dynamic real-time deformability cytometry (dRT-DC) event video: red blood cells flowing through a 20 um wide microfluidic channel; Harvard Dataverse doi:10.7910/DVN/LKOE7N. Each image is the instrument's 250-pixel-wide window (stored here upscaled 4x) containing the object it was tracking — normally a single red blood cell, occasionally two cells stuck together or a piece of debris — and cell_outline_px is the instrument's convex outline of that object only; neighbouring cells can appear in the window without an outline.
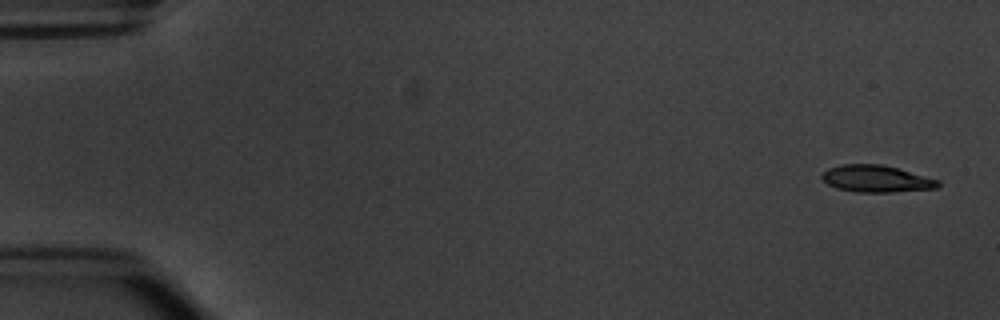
{"species": "common noctule bat (a hibernating species)", "species_latin": "Nyctalus noctula", "temperature_condition": "warm", "stored_images_in_passage": 5, "segment_of_instrument_passage": [1, 2], "camera_frame_rate_fps": 3000, "um_per_image_px": 0.085, "animal": {"sex": "male", "body_mass_g": 20.1, "forearm_length_mm": 53.5}, "frame": {"image": 1, "passage_image": 1, "time_ms": 0.0, "image_size_px": [1000, 320], "cell_outline_px": [[940, 184], [936, 188], [892, 192], [856, 192], [836, 188], [820, 180], [820, 176], [828, 168], [840, 164], [880, 164], [896, 168], [940, 180]], "centroid_in_image_um": [74.43, 15.19], "position_along_channel_um": 10.6, "area_um2": 18.21}}
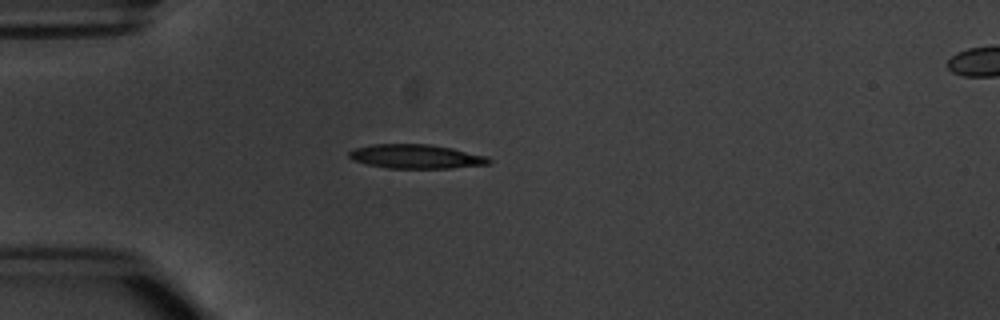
{"frame": {"image": 2, "passage_image": 4, "time_ms": 4.333, "image_size_px": [1000, 320], "cell_outline_px": [[492, 160], [488, 164], [452, 168], [388, 168], [368, 164], [352, 160], [348, 156], [348, 152], [356, 148], [372, 144], [432, 144], [452, 148], [488, 156]], "centroid_in_image_um": [35.38, 13.3], "position_along_channel_um": 49.6, "area_um2": 19.65}}